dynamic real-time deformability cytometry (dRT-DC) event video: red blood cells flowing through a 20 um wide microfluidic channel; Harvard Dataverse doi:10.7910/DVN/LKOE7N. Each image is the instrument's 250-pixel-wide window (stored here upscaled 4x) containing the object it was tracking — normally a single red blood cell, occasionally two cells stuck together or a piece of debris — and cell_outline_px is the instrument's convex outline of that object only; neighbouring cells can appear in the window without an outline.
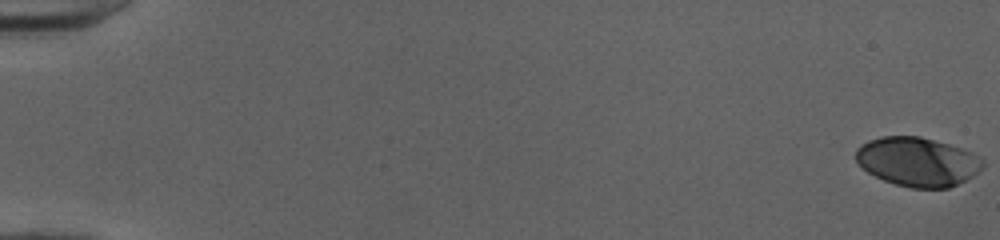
{"species": "human", "species_latin": "Homo sapiens", "temperature_condition": "cold", "stored_images_in_passage": 53, "camera_frame_rate_fps": 3000, "um_per_image_px": 0.085, "donor": {"sex": "female"}, "frame": {"image": 1, "passage_image": 1, "time_ms": 0.0, "image_size_px": [1000, 240], "cell_outline_px": [[984, 164], [972, 176], [948, 188], [912, 188], [896, 184], [884, 180], [868, 172], [856, 160], [856, 148], [868, 140], [880, 136], [920, 136], [948, 144], [972, 152], [980, 156], [984, 160]], "centroid_in_image_um": [77.98, 13.73], "position_along_channel_um": 7.0, "area_um2": 36.01}}
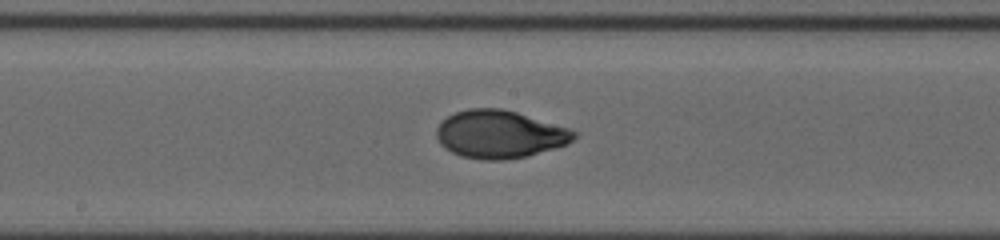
{"frame": {"image": 2, "passage_image": 30, "time_ms": 9.667, "image_size_px": [1000, 240], "cell_outline_px": [[576, 136], [568, 144], [556, 148], [528, 156], [504, 160], [480, 160], [460, 156], [444, 148], [440, 144], [436, 136], [436, 128], [448, 116], [456, 112], [468, 108], [500, 108], [516, 112], [568, 128], [576, 132]], "centroid_in_image_um": [42.45, 11.43], "position_along_channel_um": 205.7, "area_um2": 38.32}}
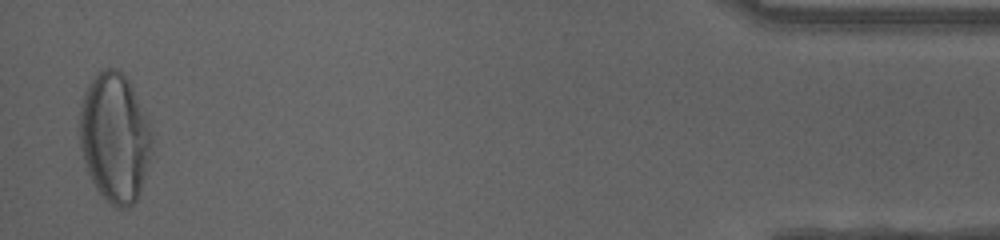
{"frame": {"image": 3, "passage_image": 52, "time_ms": 17.0, "image_size_px": [1000, 240], "cell_outline_px": [[152, 152], [140, 192], [136, 200], [128, 208], [116, 208], [96, 188], [84, 164], [80, 148], [80, 104], [84, 88], [104, 68], [116, 68], [124, 72], [132, 84], [148, 120], [152, 136]], "centroid_in_image_um": [9.76, 11.66], "position_along_channel_um": 425.4, "area_um2": 54.79}, "authors_computed_cell_mechanics": {"area_um2": 37.4544, "velocity_mm_per_s": 4.0193, "shape_relaxation_time_tau1_ms": 4.4278, "shape_relaxation_time_tau2_ms": 0.7367, "deformation_change_tau1": 0.2055, "deformation_change_tau2": 0.044}}